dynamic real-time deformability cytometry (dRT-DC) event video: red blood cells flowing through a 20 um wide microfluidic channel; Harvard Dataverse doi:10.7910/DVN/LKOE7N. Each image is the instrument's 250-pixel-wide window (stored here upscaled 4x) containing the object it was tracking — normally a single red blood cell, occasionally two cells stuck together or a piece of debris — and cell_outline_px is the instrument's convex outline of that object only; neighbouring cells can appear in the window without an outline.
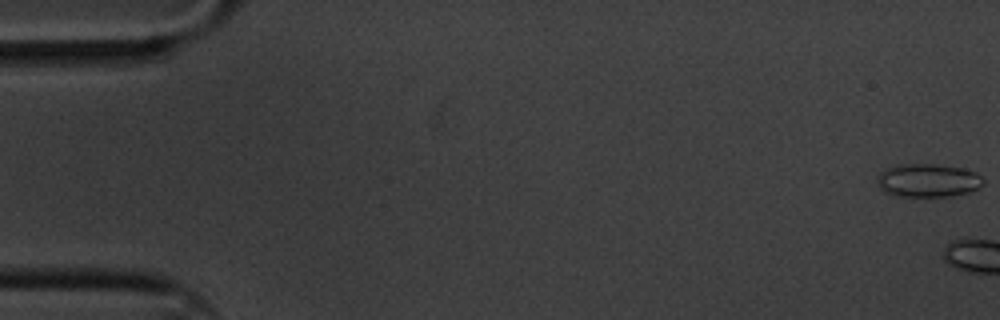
{"species": "common noctule bat (a hibernating species)", "species_latin": "Nyctalus noctula", "temperature_condition": "cold", "stored_images_in_passage": 5, "camera_frame_rate_fps": 3000, "um_per_image_px": 0.085, "animal": {"sex": "male", "body_mass_g": 20.1, "forearm_length_mm": 53.5}, "frame": {"image": 1, "passage_image": 1, "time_ms": 0.0, "image_size_px": [1000, 320], "cell_outline_px": [[984, 184], [980, 188], [972, 192], [952, 196], [896, 196], [884, 192], [876, 184], [876, 180], [880, 172], [884, 168], [896, 164], [936, 164], [964, 168], [976, 172], [984, 180]], "centroid_in_image_um": [78.88, 15.33], "position_along_channel_um": 6.1, "area_um2": 21.1}}